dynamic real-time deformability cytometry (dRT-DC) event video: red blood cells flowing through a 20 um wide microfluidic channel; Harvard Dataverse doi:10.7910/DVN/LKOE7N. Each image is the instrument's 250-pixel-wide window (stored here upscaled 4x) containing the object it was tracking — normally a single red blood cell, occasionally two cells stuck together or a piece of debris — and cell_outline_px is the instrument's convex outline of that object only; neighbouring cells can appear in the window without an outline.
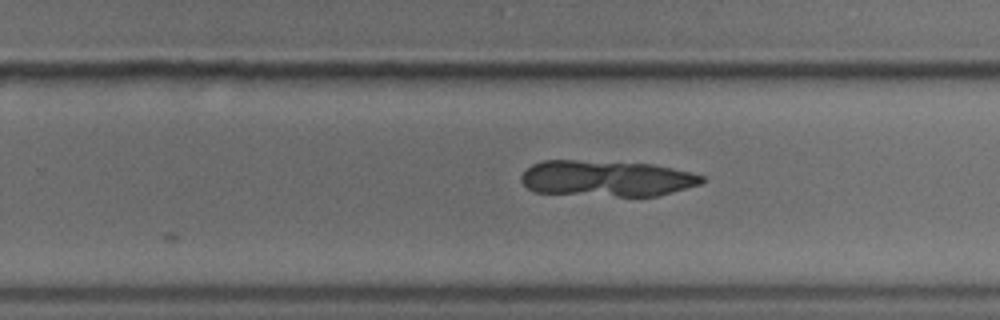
{"species": "common noctule bat (a hibernating species)", "species_latin": "Nyctalus noctula", "temperature_condition": "cold", "stored_images_in_passage": 19, "camera_frame_rate_fps": 3000, "um_per_image_px": 0.085, "animal": {"sex": "male", "body_mass_g": 18.8}, "frame": {"image": 1, "passage_image": 19, "time_ms": 6.0, "image_size_px": [1000, 320], "cell_outline_px": [[704, 180], [700, 184], [672, 192], [656, 196], [616, 196], [536, 192], [528, 188], [520, 180], [520, 176], [532, 164], [544, 160], [576, 160], [652, 164], [672, 168], [704, 176]], "centroid_in_image_um": [51.54, 15.16], "position_along_channel_um": 278.3, "area_um2": 37.63}}